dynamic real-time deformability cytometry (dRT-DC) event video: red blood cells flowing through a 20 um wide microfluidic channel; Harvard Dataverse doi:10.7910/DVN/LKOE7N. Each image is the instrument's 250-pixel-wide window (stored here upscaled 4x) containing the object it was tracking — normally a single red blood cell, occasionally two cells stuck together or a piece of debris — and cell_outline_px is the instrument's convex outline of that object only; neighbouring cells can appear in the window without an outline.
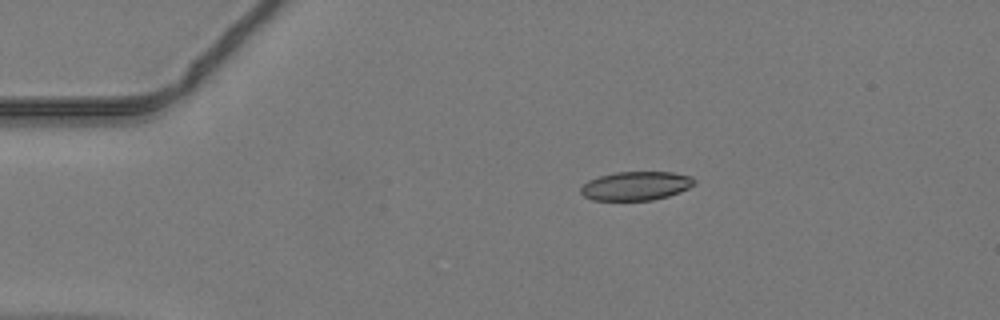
{"species": "common noctule bat (a hibernating species)", "species_latin": "Nyctalus noctula", "temperature_condition": "warm", "stored_images_in_passage": 9, "camera_frame_rate_fps": 3000, "um_per_image_px": 0.085, "animal": {"sex": "male", "body_mass_g": 19.2, "forearm_length_mm": 51.8}, "frame": {"image": 1, "passage_image": 1, "time_ms": 0.0, "image_size_px": [1000, 320], "cell_outline_px": [[696, 184], [680, 192], [668, 196], [652, 200], [592, 200], [584, 196], [580, 192], [580, 188], [588, 180], [600, 176], [616, 172], [672, 172], [692, 176], [696, 180]], "centroid_in_image_um": [54.08, 15.8], "position_along_channel_um": 30.9, "area_um2": 19.13}}
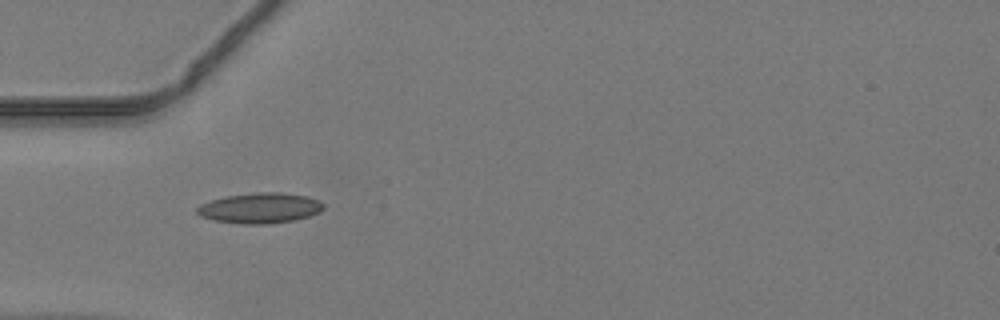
{"frame": {"image": 2, "passage_image": 7, "time_ms": 2.0, "image_size_px": [1000, 320], "cell_outline_px": [[324, 208], [320, 212], [308, 216], [292, 220], [268, 224], [240, 224], [212, 220], [200, 216], [196, 212], [196, 208], [200, 204], [224, 196], [256, 192], [280, 192], [308, 196], [320, 200], [324, 204]], "centroid_in_image_um": [22.09, 17.68], "position_along_channel_um": 62.9, "area_um2": 22.6}}